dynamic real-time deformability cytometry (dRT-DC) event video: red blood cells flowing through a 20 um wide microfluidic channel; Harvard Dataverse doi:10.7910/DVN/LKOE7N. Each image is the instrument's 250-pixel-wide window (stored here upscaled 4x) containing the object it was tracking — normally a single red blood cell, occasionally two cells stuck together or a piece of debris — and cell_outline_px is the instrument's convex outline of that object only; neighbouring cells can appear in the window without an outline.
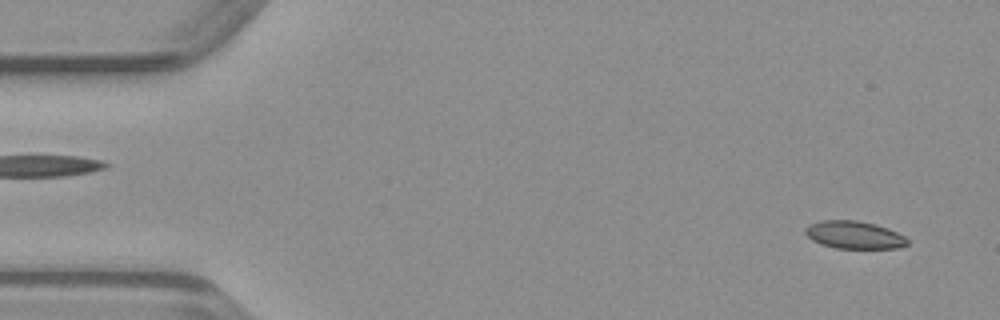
{"species": "common noctule bat (a hibernating species)", "species_latin": "Nyctalus noctula", "temperature_condition": "warm", "stored_images_in_passage": 48, "camera_frame_rate_fps": 3000, "um_per_image_px": 0.085, "animal": {"sex": "male", "body_mass_g": 23.1, "forearm_length_mm": 52.7}, "frame": {"image": 1, "passage_image": 2, "time_ms": 0.333, "image_size_px": [1000, 320], "cell_outline_px": [[908, 244], [896, 248], [836, 248], [820, 244], [812, 240], [804, 232], [804, 228], [808, 224], [820, 220], [856, 220], [876, 224], [888, 228], [904, 236], [908, 240]], "centroid_in_image_um": [72.57, 19.95], "position_along_channel_um": 12.4, "area_um2": 16.53}}
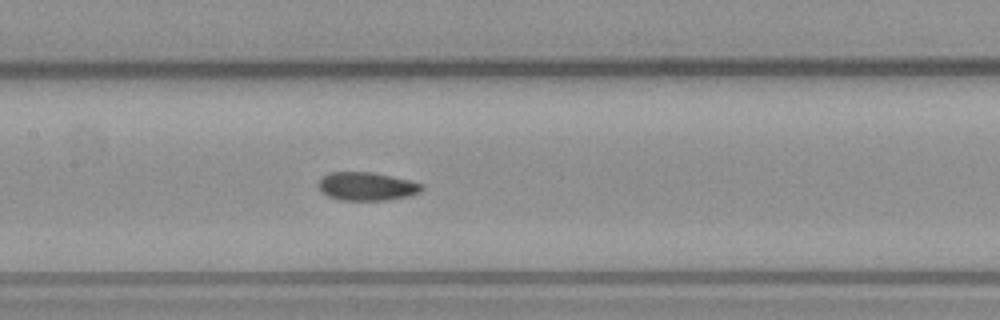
{"frame": {"image": 2, "passage_image": 22, "time_ms": 7.0, "image_size_px": [1000, 320], "cell_outline_px": [[424, 188], [420, 192], [408, 196], [388, 200], [340, 200], [328, 196], [320, 192], [316, 184], [324, 176], [332, 172], [372, 172], [392, 176], [424, 184]], "centroid_in_image_um": [31.16, 15.84], "position_along_channel_um": 176.2, "area_um2": 17.17}}
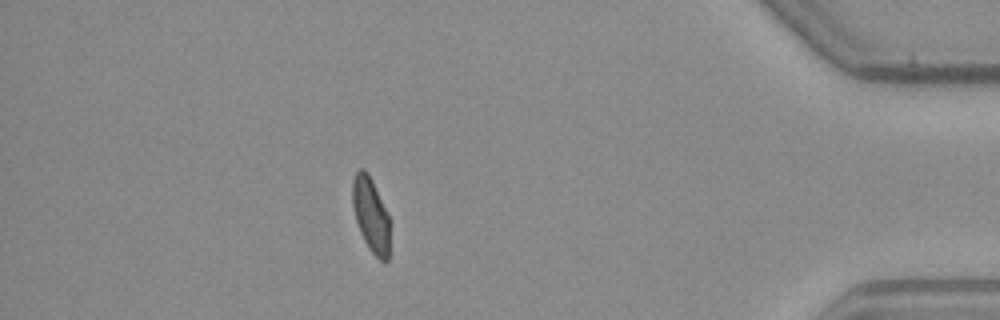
{"frame": {"image": 3, "passage_image": 42, "time_ms": 13.667, "image_size_px": [1000, 320], "cell_outline_px": [[388, 260], [380, 260], [368, 248], [360, 232], [356, 220], [352, 204], [352, 180], [356, 172], [360, 168], [364, 168], [368, 172], [372, 180], [388, 216]], "centroid_in_image_um": [31.48, 18.21], "position_along_channel_um": 403.7, "area_um2": 15.84}}